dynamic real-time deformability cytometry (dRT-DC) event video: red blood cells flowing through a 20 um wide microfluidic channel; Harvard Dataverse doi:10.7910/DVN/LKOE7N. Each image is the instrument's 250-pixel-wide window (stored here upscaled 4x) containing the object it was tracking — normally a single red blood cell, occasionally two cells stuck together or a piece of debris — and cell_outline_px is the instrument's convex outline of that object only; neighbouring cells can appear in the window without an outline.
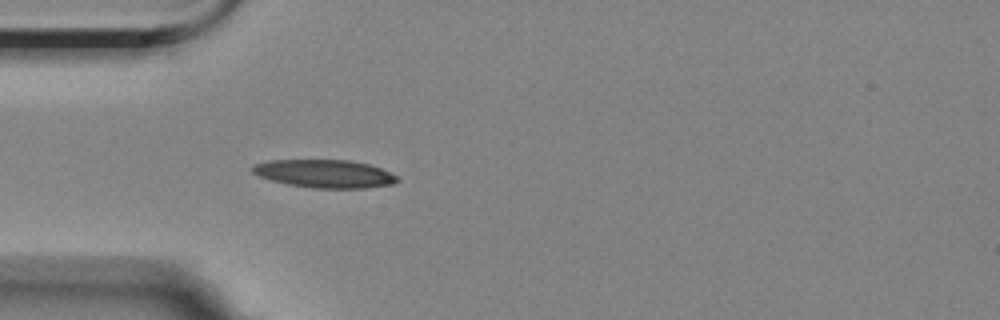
{"species": "Egyptian fruit bat (a non-hibernating species)", "species_latin": "Rousettus aegyptiacus", "temperature_condition": "room temperature", "stored_images_in_passage": 4, "camera_frame_rate_fps": 3000, "um_per_image_px": 0.085, "animal": {"sex": "female"}, "frame": {"image": 1, "passage_image": 4, "time_ms": 3.667, "image_size_px": [1000, 320], "cell_outline_px": [[400, 180], [392, 184], [364, 188], [312, 188], [288, 184], [272, 180], [260, 176], [252, 172], [252, 164], [268, 160], [348, 160], [368, 164], [380, 168], [396, 176]], "centroid_in_image_um": [27.57, 14.76], "position_along_channel_um": 57.4, "area_um2": 23.52}}